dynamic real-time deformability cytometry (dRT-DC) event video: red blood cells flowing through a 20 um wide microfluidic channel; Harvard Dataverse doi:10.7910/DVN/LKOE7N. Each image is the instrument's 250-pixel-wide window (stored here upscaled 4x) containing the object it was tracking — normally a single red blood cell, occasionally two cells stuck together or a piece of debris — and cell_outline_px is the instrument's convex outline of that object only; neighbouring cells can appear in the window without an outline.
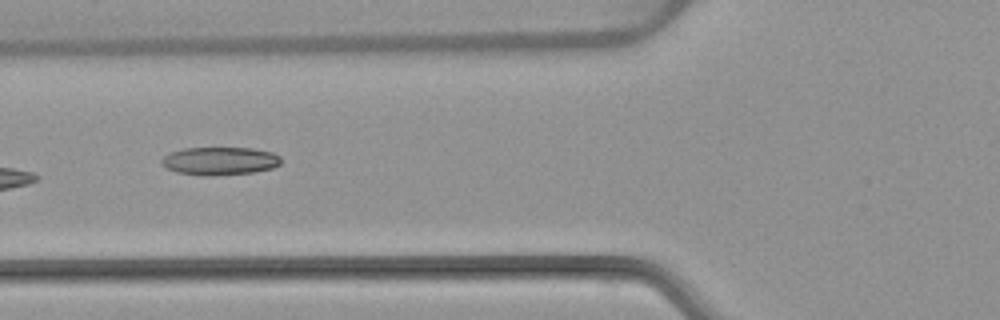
{"species": "common noctule bat (a hibernating species)", "species_latin": "Nyctalus noctula", "temperature_condition": "warm", "stored_images_in_passage": 8, "camera_frame_rate_fps": 3000, "um_per_image_px": 0.085, "animal": {"sex": "female", "body_mass_g": 22.7, "forearm_length_mm": 54.2}, "frame": {"image": 1, "passage_image": 6, "time_ms": 6.333, "image_size_px": [1000, 320], "cell_outline_px": [[280, 164], [272, 168], [252, 172], [212, 176], [204, 176], [176, 172], [160, 164], [160, 160], [164, 156], [172, 152], [184, 148], [252, 148], [272, 152], [280, 156]], "centroid_in_image_um": [18.67, 13.68], "position_along_channel_um": 107.1, "area_um2": 19.48}}
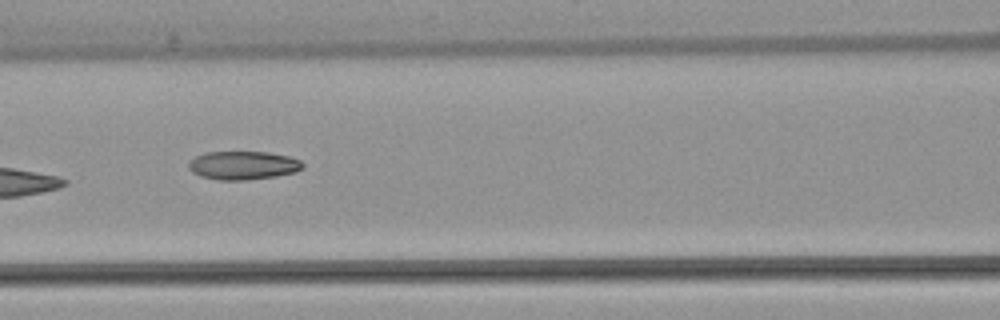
{"frame": {"image": 2, "passage_image": 7, "time_ms": 7.333, "image_size_px": [1000, 320], "cell_outline_px": [[304, 168], [296, 172], [276, 176], [244, 180], [220, 180], [200, 176], [192, 172], [188, 168], [188, 164], [196, 156], [204, 152], [268, 152], [292, 156], [300, 160], [304, 164]], "centroid_in_image_um": [20.7, 14.05], "position_along_channel_um": 145.9, "area_um2": 19.07}}
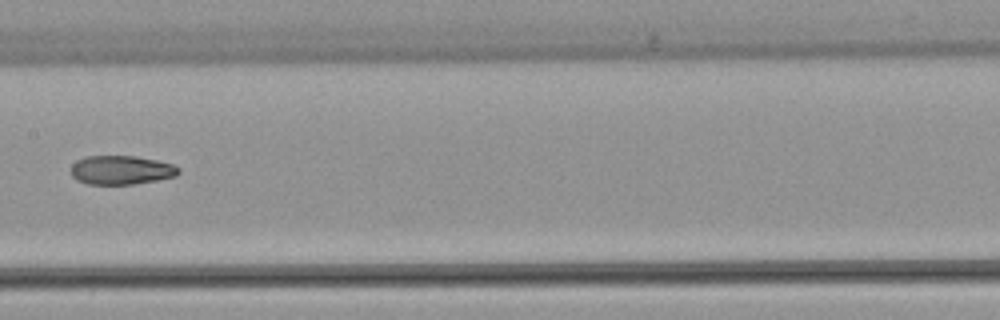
{"frame": {"image": 3, "passage_image": 8, "time_ms": 8.667, "image_size_px": [1000, 320], "cell_outline_px": [[180, 172], [176, 176], [156, 180], [132, 184], [88, 184], [76, 180], [72, 176], [72, 164], [76, 160], [88, 156], [136, 156], [156, 160], [172, 164], [180, 168]], "centroid_in_image_um": [10.3, 14.45], "position_along_channel_um": 197.1, "area_um2": 18.09}}